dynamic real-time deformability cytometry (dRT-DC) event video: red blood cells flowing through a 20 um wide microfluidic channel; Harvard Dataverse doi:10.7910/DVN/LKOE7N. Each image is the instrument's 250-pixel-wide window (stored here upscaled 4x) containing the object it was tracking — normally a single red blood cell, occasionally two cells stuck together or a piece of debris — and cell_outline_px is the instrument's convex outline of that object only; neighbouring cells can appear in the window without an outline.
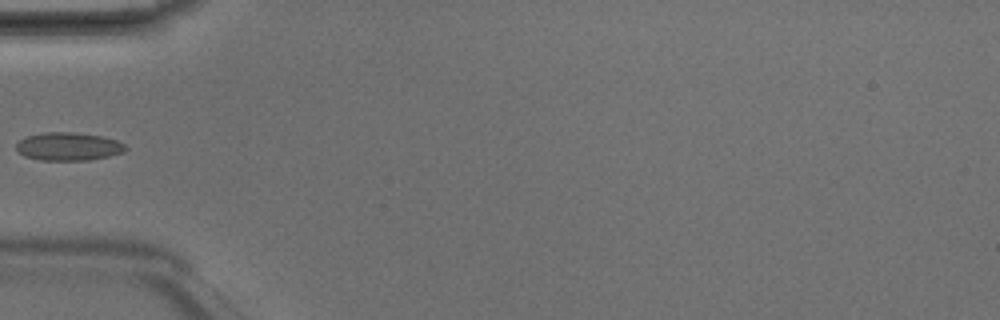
{"species": "Egyptian fruit bat (a non-hibernating species)", "species_latin": "Rousettus aegyptiacus", "temperature_condition": "room temperature", "stored_images_in_passage": 5, "camera_frame_rate_fps": 3000, "um_per_image_px": 0.085, "animal": {"sex": "male"}, "frame": {"image": 1, "passage_image": 5, "time_ms": 1.333, "image_size_px": [1000, 320], "cell_outline_px": [[128, 148], [124, 152], [108, 156], [88, 160], [40, 160], [24, 156], [16, 148], [16, 144], [20, 140], [28, 136], [44, 132], [72, 132], [100, 136], [116, 140], [124, 144]], "centroid_in_image_um": [5.82, 12.45], "position_along_channel_um": 79.2, "area_um2": 17.74}}